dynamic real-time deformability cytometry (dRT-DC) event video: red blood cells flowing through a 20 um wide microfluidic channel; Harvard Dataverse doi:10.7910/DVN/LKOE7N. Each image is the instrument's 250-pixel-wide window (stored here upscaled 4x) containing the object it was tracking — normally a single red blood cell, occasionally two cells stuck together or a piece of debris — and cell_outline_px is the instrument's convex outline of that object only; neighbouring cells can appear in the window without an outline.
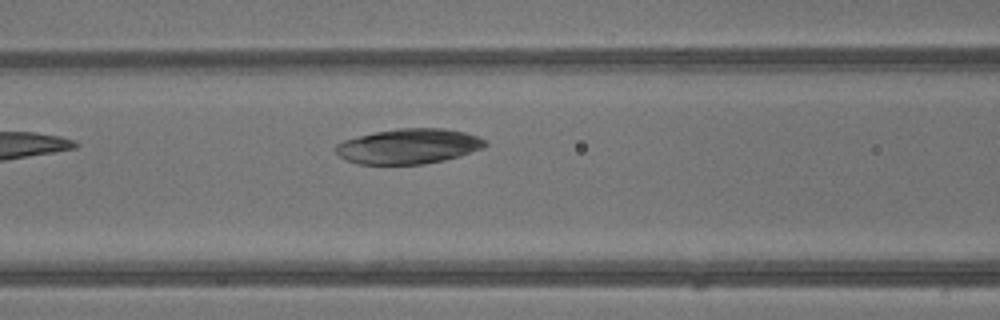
{"species": "common noctule bat (a hibernating species)", "species_latin": "Nyctalus noctula", "temperature_condition": "warm", "stored_images_in_passage": 3, "camera_frame_rate_fps": 3000, "um_per_image_px": 0.085, "animal": {"sex": "male", "body_mass_g": 13.3}, "frame": {"image": 1, "passage_image": 3, "time_ms": 0.667, "image_size_px": [1000, 320], "cell_outline_px": [[488, 144], [484, 148], [460, 156], [444, 160], [424, 164], [360, 164], [344, 160], [332, 148], [336, 144], [344, 140], [376, 132], [396, 128], [444, 128], [464, 132], [488, 140]], "centroid_in_image_um": [34.75, 12.43], "position_along_channel_um": 131.9, "area_um2": 30.75}}